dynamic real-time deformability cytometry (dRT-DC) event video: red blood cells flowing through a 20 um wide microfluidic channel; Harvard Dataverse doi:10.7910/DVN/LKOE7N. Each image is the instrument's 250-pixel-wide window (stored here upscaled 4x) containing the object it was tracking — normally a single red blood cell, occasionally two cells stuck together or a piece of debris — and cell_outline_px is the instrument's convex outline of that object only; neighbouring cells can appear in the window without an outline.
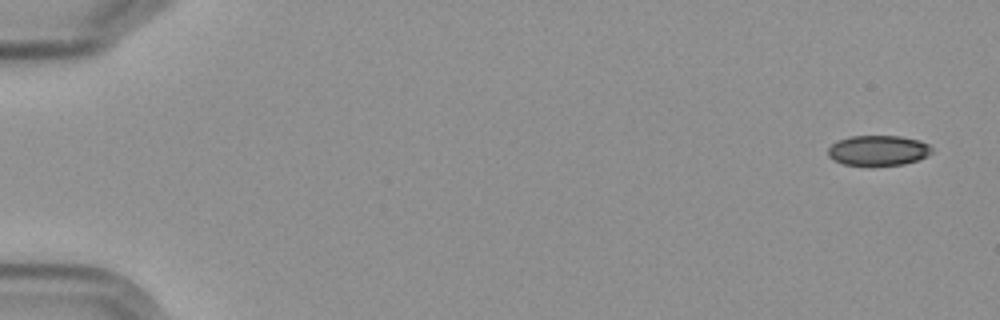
{"species": "Egyptian fruit bat (a non-hibernating species)", "species_latin": "Rousettus aegyptiacus", "temperature_condition": "cold", "stored_images_in_passage": 3, "camera_frame_rate_fps": 3000, "um_per_image_px": 0.085, "frame": {"image": 1, "passage_image": 1, "time_ms": 0.0, "image_size_px": [1000, 320], "cell_outline_px": [[932, 152], [928, 156], [904, 164], [844, 164], [828, 156], [828, 148], [836, 140], [852, 136], [900, 136], [920, 140], [928, 144], [932, 148]], "centroid_in_image_um": [74.66, 12.76], "position_along_channel_um": 10.3, "area_um2": 17.98}}